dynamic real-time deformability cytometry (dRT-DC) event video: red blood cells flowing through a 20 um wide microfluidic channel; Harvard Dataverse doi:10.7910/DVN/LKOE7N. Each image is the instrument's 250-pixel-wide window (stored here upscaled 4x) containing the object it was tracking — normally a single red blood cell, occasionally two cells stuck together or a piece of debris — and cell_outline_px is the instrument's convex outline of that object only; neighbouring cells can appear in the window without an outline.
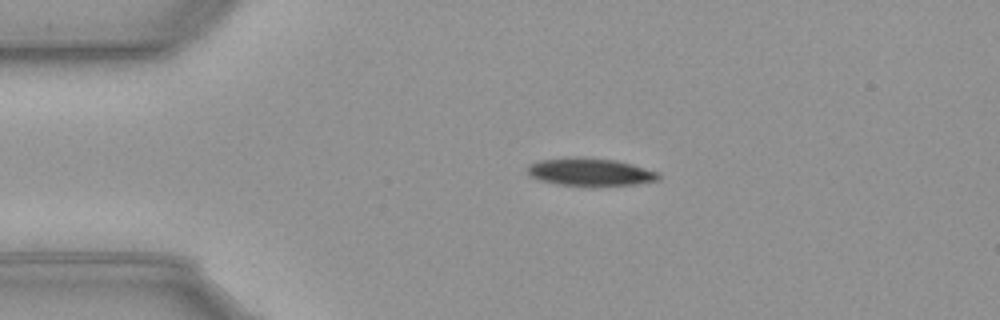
{"species": "common noctule bat (a hibernating species)", "species_latin": "Nyctalus noctula", "temperature_condition": "cold", "stored_images_in_passage": 46, "camera_frame_rate_fps": 3000, "um_per_image_px": 0.085, "animal": {"sex": "male", "body_mass_g": 23.1, "forearm_length_mm": 52.7}, "frame": {"image": 1, "passage_image": 1, "time_ms": 0.0, "image_size_px": [1000, 320], "cell_outline_px": [[660, 176], [656, 180], [636, 184], [560, 184], [540, 180], [532, 176], [528, 172], [528, 164], [540, 160], [616, 160], [632, 164], [656, 172]], "centroid_in_image_um": [50.18, 14.64], "position_along_channel_um": 34.8, "area_um2": 19.31}}
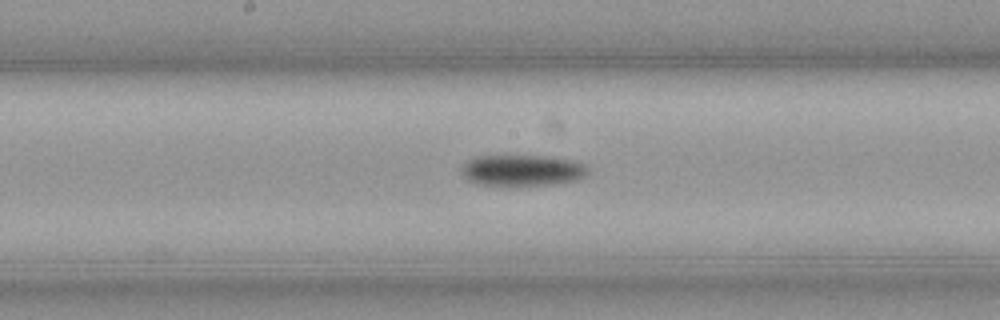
{"frame": {"image": 2, "passage_image": 18, "time_ms": 5.667, "image_size_px": [1000, 320], "cell_outline_px": [[588, 172], [584, 176], [572, 180], [552, 184], [520, 188], [504, 188], [476, 184], [468, 180], [460, 172], [460, 168], [472, 156], [552, 156], [584, 164]], "centroid_in_image_um": [44.27, 14.53], "position_along_channel_um": 203.9, "area_um2": 23.76}}
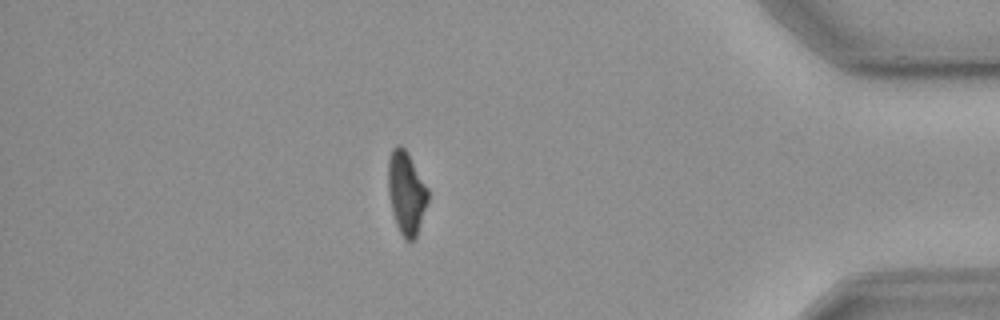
{"frame": {"image": 3, "passage_image": 38, "time_ms": 12.333, "image_size_px": [1000, 320], "cell_outline_px": [[428, 200], [416, 236], [412, 240], [404, 240], [396, 224], [392, 212], [388, 192], [388, 160], [392, 148], [396, 144], [400, 144], [404, 148], [428, 188]], "centroid_in_image_um": [34.51, 16.38], "position_along_channel_um": 400.7, "area_um2": 19.02}, "authors_computed_cell_mechanics": {"area_um2": 21.0103, "velocity_mm_per_s": 3.605, "shape_relaxation_time_tau1_ms": 2.6645, "shape_relaxation_time_tau2_ms": null, "deformation_change_tau1": 0.1173, "deformation_change_tau2": null}}